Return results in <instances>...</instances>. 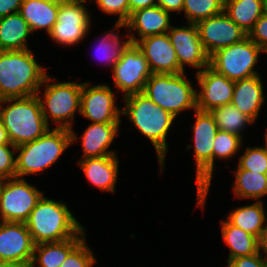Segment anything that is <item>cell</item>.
<instances>
[{
    "mask_svg": "<svg viewBox=\"0 0 267 267\" xmlns=\"http://www.w3.org/2000/svg\"><path fill=\"white\" fill-rule=\"evenodd\" d=\"M47 74L30 49L0 51V100L36 95Z\"/></svg>",
    "mask_w": 267,
    "mask_h": 267,
    "instance_id": "1",
    "label": "cell"
},
{
    "mask_svg": "<svg viewBox=\"0 0 267 267\" xmlns=\"http://www.w3.org/2000/svg\"><path fill=\"white\" fill-rule=\"evenodd\" d=\"M124 102L122 114L126 115L134 127L151 141L163 172L168 150L166 138L175 117L156 105L143 92L124 97Z\"/></svg>",
    "mask_w": 267,
    "mask_h": 267,
    "instance_id": "2",
    "label": "cell"
},
{
    "mask_svg": "<svg viewBox=\"0 0 267 267\" xmlns=\"http://www.w3.org/2000/svg\"><path fill=\"white\" fill-rule=\"evenodd\" d=\"M35 245L59 242L76 236L84 227L67 204L44 195L25 222Z\"/></svg>",
    "mask_w": 267,
    "mask_h": 267,
    "instance_id": "3",
    "label": "cell"
},
{
    "mask_svg": "<svg viewBox=\"0 0 267 267\" xmlns=\"http://www.w3.org/2000/svg\"><path fill=\"white\" fill-rule=\"evenodd\" d=\"M79 138L73 130L55 128L41 137L16 147V177L40 174L51 167L64 151Z\"/></svg>",
    "mask_w": 267,
    "mask_h": 267,
    "instance_id": "4",
    "label": "cell"
},
{
    "mask_svg": "<svg viewBox=\"0 0 267 267\" xmlns=\"http://www.w3.org/2000/svg\"><path fill=\"white\" fill-rule=\"evenodd\" d=\"M0 120L16 147L36 140L50 129L37 95L0 100Z\"/></svg>",
    "mask_w": 267,
    "mask_h": 267,
    "instance_id": "5",
    "label": "cell"
},
{
    "mask_svg": "<svg viewBox=\"0 0 267 267\" xmlns=\"http://www.w3.org/2000/svg\"><path fill=\"white\" fill-rule=\"evenodd\" d=\"M52 80L55 79L47 74L41 85L45 90L40 88L36 94L41 104L43 117L48 126L52 118L53 124L57 125L55 128L71 130L75 113L78 111L80 114L83 83L70 81L52 83ZM41 93L44 95L40 96Z\"/></svg>",
    "mask_w": 267,
    "mask_h": 267,
    "instance_id": "6",
    "label": "cell"
},
{
    "mask_svg": "<svg viewBox=\"0 0 267 267\" xmlns=\"http://www.w3.org/2000/svg\"><path fill=\"white\" fill-rule=\"evenodd\" d=\"M185 73L152 74L145 83L143 93L175 118L187 109L195 111L197 110L196 90Z\"/></svg>",
    "mask_w": 267,
    "mask_h": 267,
    "instance_id": "7",
    "label": "cell"
},
{
    "mask_svg": "<svg viewBox=\"0 0 267 267\" xmlns=\"http://www.w3.org/2000/svg\"><path fill=\"white\" fill-rule=\"evenodd\" d=\"M192 125L194 158L196 163L197 206L205 208L212 182V152L218 127L210 112L195 110Z\"/></svg>",
    "mask_w": 267,
    "mask_h": 267,
    "instance_id": "8",
    "label": "cell"
},
{
    "mask_svg": "<svg viewBox=\"0 0 267 267\" xmlns=\"http://www.w3.org/2000/svg\"><path fill=\"white\" fill-rule=\"evenodd\" d=\"M264 51L248 36L241 42L216 51L209 57V66L229 80L238 81L259 75L254 69Z\"/></svg>",
    "mask_w": 267,
    "mask_h": 267,
    "instance_id": "9",
    "label": "cell"
},
{
    "mask_svg": "<svg viewBox=\"0 0 267 267\" xmlns=\"http://www.w3.org/2000/svg\"><path fill=\"white\" fill-rule=\"evenodd\" d=\"M43 195L25 178L0 180V221L25 223Z\"/></svg>",
    "mask_w": 267,
    "mask_h": 267,
    "instance_id": "10",
    "label": "cell"
},
{
    "mask_svg": "<svg viewBox=\"0 0 267 267\" xmlns=\"http://www.w3.org/2000/svg\"><path fill=\"white\" fill-rule=\"evenodd\" d=\"M86 0H72L59 4L57 21L48 34L60 45H77L86 38L91 28L90 12L83 4Z\"/></svg>",
    "mask_w": 267,
    "mask_h": 267,
    "instance_id": "11",
    "label": "cell"
},
{
    "mask_svg": "<svg viewBox=\"0 0 267 267\" xmlns=\"http://www.w3.org/2000/svg\"><path fill=\"white\" fill-rule=\"evenodd\" d=\"M117 91L123 97L143 92L145 83L152 75L146 57L136 44H130L111 70Z\"/></svg>",
    "mask_w": 267,
    "mask_h": 267,
    "instance_id": "12",
    "label": "cell"
},
{
    "mask_svg": "<svg viewBox=\"0 0 267 267\" xmlns=\"http://www.w3.org/2000/svg\"><path fill=\"white\" fill-rule=\"evenodd\" d=\"M116 100L109 85L90 87V82H83L80 115L92 123H121L122 109L116 106Z\"/></svg>",
    "mask_w": 267,
    "mask_h": 267,
    "instance_id": "13",
    "label": "cell"
},
{
    "mask_svg": "<svg viewBox=\"0 0 267 267\" xmlns=\"http://www.w3.org/2000/svg\"><path fill=\"white\" fill-rule=\"evenodd\" d=\"M196 26L202 46L209 57L216 51L239 43L247 37L224 11L198 22Z\"/></svg>",
    "mask_w": 267,
    "mask_h": 267,
    "instance_id": "14",
    "label": "cell"
},
{
    "mask_svg": "<svg viewBox=\"0 0 267 267\" xmlns=\"http://www.w3.org/2000/svg\"><path fill=\"white\" fill-rule=\"evenodd\" d=\"M196 78L201 88L196 91L197 110L211 112L217 107L231 104L235 81L229 80L210 66L196 72Z\"/></svg>",
    "mask_w": 267,
    "mask_h": 267,
    "instance_id": "15",
    "label": "cell"
},
{
    "mask_svg": "<svg viewBox=\"0 0 267 267\" xmlns=\"http://www.w3.org/2000/svg\"><path fill=\"white\" fill-rule=\"evenodd\" d=\"M176 52L179 67L184 71L185 65L197 68V72L209 66V56L206 54L196 24L173 26L167 32Z\"/></svg>",
    "mask_w": 267,
    "mask_h": 267,
    "instance_id": "16",
    "label": "cell"
},
{
    "mask_svg": "<svg viewBox=\"0 0 267 267\" xmlns=\"http://www.w3.org/2000/svg\"><path fill=\"white\" fill-rule=\"evenodd\" d=\"M34 246L25 223L0 221V262L31 263Z\"/></svg>",
    "mask_w": 267,
    "mask_h": 267,
    "instance_id": "17",
    "label": "cell"
},
{
    "mask_svg": "<svg viewBox=\"0 0 267 267\" xmlns=\"http://www.w3.org/2000/svg\"><path fill=\"white\" fill-rule=\"evenodd\" d=\"M135 44L146 57L152 74L185 72L179 67L176 52L167 33L144 37Z\"/></svg>",
    "mask_w": 267,
    "mask_h": 267,
    "instance_id": "18",
    "label": "cell"
},
{
    "mask_svg": "<svg viewBox=\"0 0 267 267\" xmlns=\"http://www.w3.org/2000/svg\"><path fill=\"white\" fill-rule=\"evenodd\" d=\"M170 15L171 13L166 12L157 5L134 11L131 13L129 20L124 24L125 28L130 32L125 37H129L131 43L135 44L144 37L165 34L172 27L170 25ZM132 31L133 33H131ZM134 32H137L139 38Z\"/></svg>",
    "mask_w": 267,
    "mask_h": 267,
    "instance_id": "19",
    "label": "cell"
},
{
    "mask_svg": "<svg viewBox=\"0 0 267 267\" xmlns=\"http://www.w3.org/2000/svg\"><path fill=\"white\" fill-rule=\"evenodd\" d=\"M89 183L102 192H116V182L119 174V159L117 155L85 158L77 161Z\"/></svg>",
    "mask_w": 267,
    "mask_h": 267,
    "instance_id": "20",
    "label": "cell"
},
{
    "mask_svg": "<svg viewBox=\"0 0 267 267\" xmlns=\"http://www.w3.org/2000/svg\"><path fill=\"white\" fill-rule=\"evenodd\" d=\"M121 123H90L80 136L83 155L81 159L116 155L112 149H108L113 143Z\"/></svg>",
    "mask_w": 267,
    "mask_h": 267,
    "instance_id": "21",
    "label": "cell"
},
{
    "mask_svg": "<svg viewBox=\"0 0 267 267\" xmlns=\"http://www.w3.org/2000/svg\"><path fill=\"white\" fill-rule=\"evenodd\" d=\"M261 75L235 81L231 104L254 122L259 117L261 106L265 103Z\"/></svg>",
    "mask_w": 267,
    "mask_h": 267,
    "instance_id": "22",
    "label": "cell"
},
{
    "mask_svg": "<svg viewBox=\"0 0 267 267\" xmlns=\"http://www.w3.org/2000/svg\"><path fill=\"white\" fill-rule=\"evenodd\" d=\"M85 227L74 237L34 246L32 267H60L68 254L84 239ZM37 264V265H36Z\"/></svg>",
    "mask_w": 267,
    "mask_h": 267,
    "instance_id": "23",
    "label": "cell"
},
{
    "mask_svg": "<svg viewBox=\"0 0 267 267\" xmlns=\"http://www.w3.org/2000/svg\"><path fill=\"white\" fill-rule=\"evenodd\" d=\"M58 11L59 4L45 0H23L19 9L31 32L44 29L48 34L57 21Z\"/></svg>",
    "mask_w": 267,
    "mask_h": 267,
    "instance_id": "24",
    "label": "cell"
},
{
    "mask_svg": "<svg viewBox=\"0 0 267 267\" xmlns=\"http://www.w3.org/2000/svg\"><path fill=\"white\" fill-rule=\"evenodd\" d=\"M28 23L19 12L0 18V51L29 50L28 36L31 34Z\"/></svg>",
    "mask_w": 267,
    "mask_h": 267,
    "instance_id": "25",
    "label": "cell"
},
{
    "mask_svg": "<svg viewBox=\"0 0 267 267\" xmlns=\"http://www.w3.org/2000/svg\"><path fill=\"white\" fill-rule=\"evenodd\" d=\"M263 205L264 203L260 200L246 206H239L230 211L227 220L261 241L267 229V218Z\"/></svg>",
    "mask_w": 267,
    "mask_h": 267,
    "instance_id": "26",
    "label": "cell"
},
{
    "mask_svg": "<svg viewBox=\"0 0 267 267\" xmlns=\"http://www.w3.org/2000/svg\"><path fill=\"white\" fill-rule=\"evenodd\" d=\"M221 232L223 240L229 247L227 262L237 257L254 255L261 250V242L257 237L232 225L228 220H222Z\"/></svg>",
    "mask_w": 267,
    "mask_h": 267,
    "instance_id": "27",
    "label": "cell"
},
{
    "mask_svg": "<svg viewBox=\"0 0 267 267\" xmlns=\"http://www.w3.org/2000/svg\"><path fill=\"white\" fill-rule=\"evenodd\" d=\"M224 12L248 34L263 15L262 0H224Z\"/></svg>",
    "mask_w": 267,
    "mask_h": 267,
    "instance_id": "28",
    "label": "cell"
},
{
    "mask_svg": "<svg viewBox=\"0 0 267 267\" xmlns=\"http://www.w3.org/2000/svg\"><path fill=\"white\" fill-rule=\"evenodd\" d=\"M233 192L239 199H255L260 201L261 197L267 195V174L256 173L237 167Z\"/></svg>",
    "mask_w": 267,
    "mask_h": 267,
    "instance_id": "29",
    "label": "cell"
},
{
    "mask_svg": "<svg viewBox=\"0 0 267 267\" xmlns=\"http://www.w3.org/2000/svg\"><path fill=\"white\" fill-rule=\"evenodd\" d=\"M210 113L215 119L218 130L236 134L241 138L243 137V129L249 124L255 123L232 104L217 107Z\"/></svg>",
    "mask_w": 267,
    "mask_h": 267,
    "instance_id": "30",
    "label": "cell"
},
{
    "mask_svg": "<svg viewBox=\"0 0 267 267\" xmlns=\"http://www.w3.org/2000/svg\"><path fill=\"white\" fill-rule=\"evenodd\" d=\"M224 11V0H184L182 12L187 23L197 24Z\"/></svg>",
    "mask_w": 267,
    "mask_h": 267,
    "instance_id": "31",
    "label": "cell"
},
{
    "mask_svg": "<svg viewBox=\"0 0 267 267\" xmlns=\"http://www.w3.org/2000/svg\"><path fill=\"white\" fill-rule=\"evenodd\" d=\"M110 31L111 32H106V34H104V36L100 39V42H97L99 44L96 47L99 50L97 51L99 56L102 55L101 57L104 58L102 60H105V63L111 66L112 69L120 59L123 52L131 44V40L129 37L128 40L119 38L121 34L117 32L114 33L113 29Z\"/></svg>",
    "mask_w": 267,
    "mask_h": 267,
    "instance_id": "32",
    "label": "cell"
},
{
    "mask_svg": "<svg viewBox=\"0 0 267 267\" xmlns=\"http://www.w3.org/2000/svg\"><path fill=\"white\" fill-rule=\"evenodd\" d=\"M241 137L236 134L229 133L226 131L218 130L213 143L212 152V178L213 171L215 168V159L225 160L230 159L232 156L239 152L243 142Z\"/></svg>",
    "mask_w": 267,
    "mask_h": 267,
    "instance_id": "33",
    "label": "cell"
},
{
    "mask_svg": "<svg viewBox=\"0 0 267 267\" xmlns=\"http://www.w3.org/2000/svg\"><path fill=\"white\" fill-rule=\"evenodd\" d=\"M263 146L246 147L244 153L239 156L238 167L240 169L267 174V142Z\"/></svg>",
    "mask_w": 267,
    "mask_h": 267,
    "instance_id": "34",
    "label": "cell"
},
{
    "mask_svg": "<svg viewBox=\"0 0 267 267\" xmlns=\"http://www.w3.org/2000/svg\"><path fill=\"white\" fill-rule=\"evenodd\" d=\"M96 258L84 238L69 254L60 267H93Z\"/></svg>",
    "mask_w": 267,
    "mask_h": 267,
    "instance_id": "35",
    "label": "cell"
},
{
    "mask_svg": "<svg viewBox=\"0 0 267 267\" xmlns=\"http://www.w3.org/2000/svg\"><path fill=\"white\" fill-rule=\"evenodd\" d=\"M100 10L106 14L118 15L116 24L112 27L117 32L120 28L125 27V23L129 20L131 14L129 10L128 0H95Z\"/></svg>",
    "mask_w": 267,
    "mask_h": 267,
    "instance_id": "36",
    "label": "cell"
},
{
    "mask_svg": "<svg viewBox=\"0 0 267 267\" xmlns=\"http://www.w3.org/2000/svg\"><path fill=\"white\" fill-rule=\"evenodd\" d=\"M16 146L0 145V180L16 177Z\"/></svg>",
    "mask_w": 267,
    "mask_h": 267,
    "instance_id": "37",
    "label": "cell"
},
{
    "mask_svg": "<svg viewBox=\"0 0 267 267\" xmlns=\"http://www.w3.org/2000/svg\"><path fill=\"white\" fill-rule=\"evenodd\" d=\"M247 36L267 53V15L263 14L258 19Z\"/></svg>",
    "mask_w": 267,
    "mask_h": 267,
    "instance_id": "38",
    "label": "cell"
},
{
    "mask_svg": "<svg viewBox=\"0 0 267 267\" xmlns=\"http://www.w3.org/2000/svg\"><path fill=\"white\" fill-rule=\"evenodd\" d=\"M262 254L260 250L258 253L251 256L230 259L226 267H267V257H262Z\"/></svg>",
    "mask_w": 267,
    "mask_h": 267,
    "instance_id": "39",
    "label": "cell"
},
{
    "mask_svg": "<svg viewBox=\"0 0 267 267\" xmlns=\"http://www.w3.org/2000/svg\"><path fill=\"white\" fill-rule=\"evenodd\" d=\"M23 0H0V18L19 12Z\"/></svg>",
    "mask_w": 267,
    "mask_h": 267,
    "instance_id": "40",
    "label": "cell"
},
{
    "mask_svg": "<svg viewBox=\"0 0 267 267\" xmlns=\"http://www.w3.org/2000/svg\"><path fill=\"white\" fill-rule=\"evenodd\" d=\"M184 0H157V6L164 9L166 12L181 13L183 9Z\"/></svg>",
    "mask_w": 267,
    "mask_h": 267,
    "instance_id": "41",
    "label": "cell"
},
{
    "mask_svg": "<svg viewBox=\"0 0 267 267\" xmlns=\"http://www.w3.org/2000/svg\"><path fill=\"white\" fill-rule=\"evenodd\" d=\"M130 14L134 11L157 5V0H128Z\"/></svg>",
    "mask_w": 267,
    "mask_h": 267,
    "instance_id": "42",
    "label": "cell"
},
{
    "mask_svg": "<svg viewBox=\"0 0 267 267\" xmlns=\"http://www.w3.org/2000/svg\"><path fill=\"white\" fill-rule=\"evenodd\" d=\"M0 267H32V264L25 262H0Z\"/></svg>",
    "mask_w": 267,
    "mask_h": 267,
    "instance_id": "43",
    "label": "cell"
},
{
    "mask_svg": "<svg viewBox=\"0 0 267 267\" xmlns=\"http://www.w3.org/2000/svg\"><path fill=\"white\" fill-rule=\"evenodd\" d=\"M4 144H11V143L8 139L6 129L0 120V145H4Z\"/></svg>",
    "mask_w": 267,
    "mask_h": 267,
    "instance_id": "44",
    "label": "cell"
},
{
    "mask_svg": "<svg viewBox=\"0 0 267 267\" xmlns=\"http://www.w3.org/2000/svg\"><path fill=\"white\" fill-rule=\"evenodd\" d=\"M260 242H261V251H263L265 253L264 256L267 257V229L265 230Z\"/></svg>",
    "mask_w": 267,
    "mask_h": 267,
    "instance_id": "45",
    "label": "cell"
},
{
    "mask_svg": "<svg viewBox=\"0 0 267 267\" xmlns=\"http://www.w3.org/2000/svg\"><path fill=\"white\" fill-rule=\"evenodd\" d=\"M45 1H50V2L57 3V4H62V3L70 2L72 0H45Z\"/></svg>",
    "mask_w": 267,
    "mask_h": 267,
    "instance_id": "46",
    "label": "cell"
},
{
    "mask_svg": "<svg viewBox=\"0 0 267 267\" xmlns=\"http://www.w3.org/2000/svg\"><path fill=\"white\" fill-rule=\"evenodd\" d=\"M263 14L267 15V0H262Z\"/></svg>",
    "mask_w": 267,
    "mask_h": 267,
    "instance_id": "47",
    "label": "cell"
},
{
    "mask_svg": "<svg viewBox=\"0 0 267 267\" xmlns=\"http://www.w3.org/2000/svg\"><path fill=\"white\" fill-rule=\"evenodd\" d=\"M265 141L267 142V129H266V134H265Z\"/></svg>",
    "mask_w": 267,
    "mask_h": 267,
    "instance_id": "48",
    "label": "cell"
}]
</instances>
